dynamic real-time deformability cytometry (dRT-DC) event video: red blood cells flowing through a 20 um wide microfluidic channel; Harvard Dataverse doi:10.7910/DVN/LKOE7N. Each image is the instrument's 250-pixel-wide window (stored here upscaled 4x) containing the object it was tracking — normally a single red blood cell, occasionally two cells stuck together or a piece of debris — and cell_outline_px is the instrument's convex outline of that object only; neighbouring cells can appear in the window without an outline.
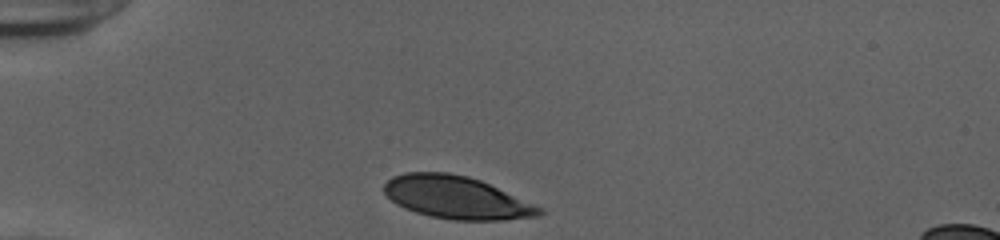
{"species": "human", "species_latin": "Homo sapiens", "temperature_condition": "cold", "stored_images_in_passage": 31, "camera_frame_rate_fps": 3000, "um_per_image_px": 0.085, "donor": {"sex": "female"}, "frame": {"image": 1, "passage_image": 1, "time_ms": 0.0, "image_size_px": [1000, 240], "cell_outline_px": [[544, 212], [540, 216], [504, 220], [452, 220], [428, 216], [404, 208], [396, 204], [384, 192], [384, 184], [392, 176], [404, 172], [448, 172], [468, 176], [480, 180], [544, 208]], "centroid_in_image_um": [38.81, 16.79], "position_along_channel_um": 46.2, "area_um2": 38.73}}
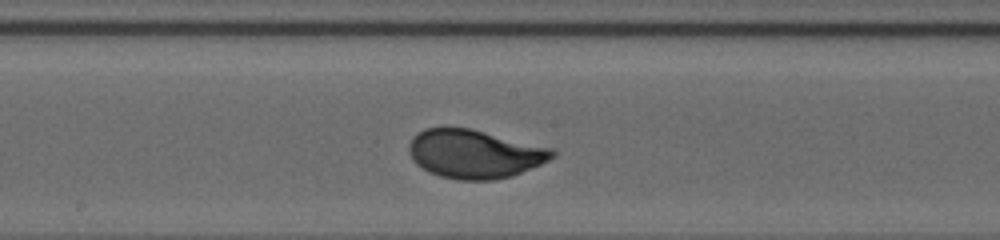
{"frame": {"image": 2, "passage_image": 16, "time_ms": 5.0, "image_size_px": [1000, 240], "cell_outline_px": [[556, 156], [540, 164], [512, 176], [492, 180], [460, 180], [440, 176], [428, 172], [416, 164], [412, 160], [408, 148], [408, 144], [412, 136], [424, 128], [444, 124], [472, 128], [556, 148]], "centroid_in_image_um": [40.31, 13.03], "position_along_channel_um": 207.9, "area_um2": 41.79}}
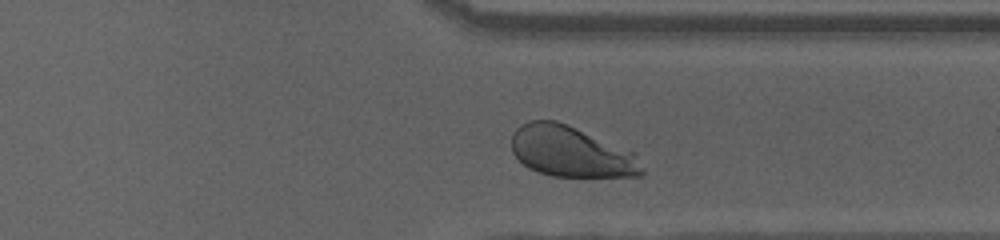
{"frame": {"image": 3, "passage_image": 28, "time_ms": 9.0, "image_size_px": [1000, 240], "cell_outline_px": [[644, 172], [640, 176], [552, 176], [528, 168], [512, 152], [512, 132], [520, 124], [528, 120], [556, 120], [568, 124], [636, 152], [644, 168]], "centroid_in_image_um": [48.56, 12.87], "position_along_channel_um": 362.8, "area_um2": 38.9}, "authors_computed_cell_mechanics": {"area_um2": 39.9976, "velocity_mm_per_s": 3.8712, "shape_relaxation_time_tau1_ms": 2.1022, "shape_relaxation_time_tau2_ms": null, "deformation_change_tau1": 0.1479, "deformation_change_tau2": null}}